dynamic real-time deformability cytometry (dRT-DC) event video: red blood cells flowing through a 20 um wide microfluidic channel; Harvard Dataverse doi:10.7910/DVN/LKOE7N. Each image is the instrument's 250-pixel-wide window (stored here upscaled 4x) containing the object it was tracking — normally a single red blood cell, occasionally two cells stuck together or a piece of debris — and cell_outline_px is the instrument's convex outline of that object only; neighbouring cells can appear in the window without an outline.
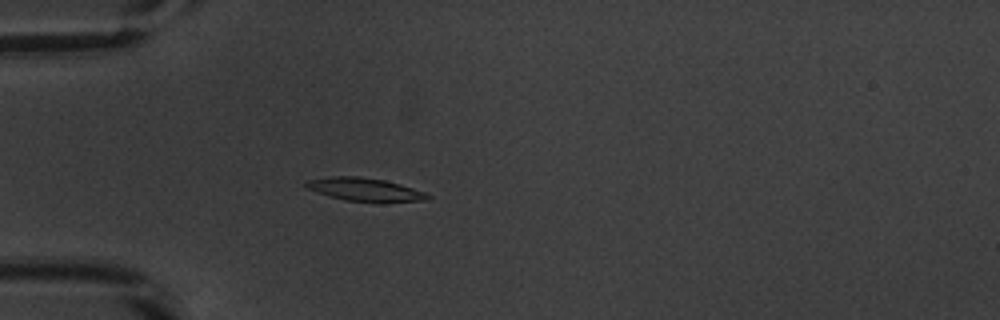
{"species": "common noctule bat (a hibernating species)", "species_latin": "Nyctalus noctula", "temperature_condition": "warm", "stored_images_in_passage": 50, "camera_frame_rate_fps": 3000, "um_per_image_px": 0.085, "animal": {"sex": "male", "body_mass_g": 20.1, "forearm_length_mm": 53.5}, "frame": {"image": 1, "passage_image": 13, "time_ms": 4.0, "image_size_px": [1000, 320], "cell_outline_px": [[432, 196], [428, 200], [376, 204], [344, 200], [328, 196], [308, 188], [304, 184], [304, 180], [332, 176], [360, 176], [384, 180], [400, 184], [424, 192]], "centroid_in_image_um": [31.04, 16.14], "position_along_channel_um": 54.0, "area_um2": 16.99}}
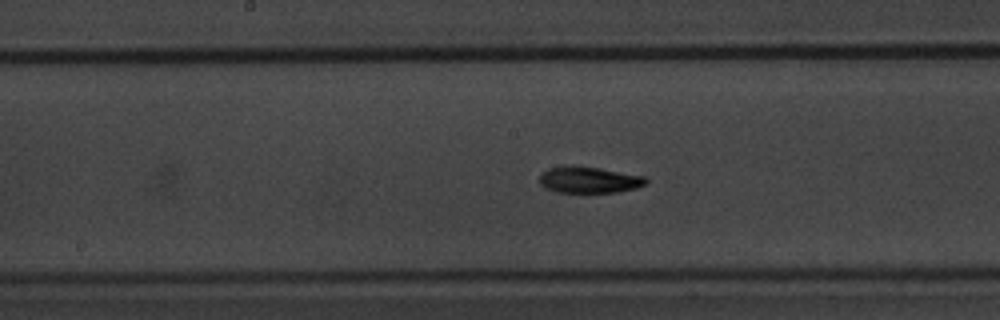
{"frame": {"image": 2, "passage_image": 25, "time_ms": 8.0, "image_size_px": [1000, 320], "cell_outline_px": [[648, 180], [644, 184], [636, 188], [616, 192], [556, 192], [544, 188], [540, 184], [540, 172], [548, 168], [564, 164], [572, 164], [600, 168], [644, 176]], "centroid_in_image_um": [49.99, 15.26], "position_along_channel_um": 198.2, "area_um2": 16.65}}
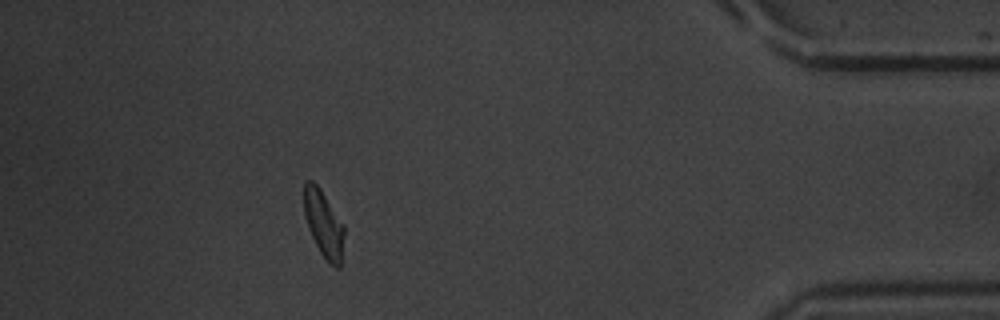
{"frame": {"image": 3, "passage_image": 45, "time_ms": 14.667, "image_size_px": [1000, 320], "cell_outline_px": [[344, 236], [340, 268], [336, 268], [320, 252], [308, 228], [304, 216], [304, 180], [312, 180], [320, 188], [344, 224]], "centroid_in_image_um": [27.5, 18.99], "position_along_channel_um": 407.7, "area_um2": 15.55}, "authors_computed_cell_mechanics": {"area_um2": 16.0684, "velocity_mm_per_s": 3.8427, "shape_relaxation_time_tau1_ms": 3.0241, "shape_relaxation_time_tau2_ms": 4.4462, "deformation_change_tau1": 0.1526, "deformation_change_tau2": 0.1122}}